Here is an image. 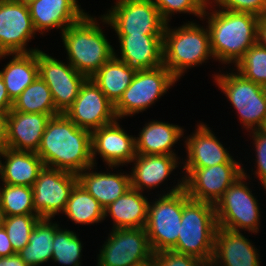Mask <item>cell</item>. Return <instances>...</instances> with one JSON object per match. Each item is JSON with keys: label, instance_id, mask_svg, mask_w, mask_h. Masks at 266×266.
Instances as JSON below:
<instances>
[{"label": "cell", "instance_id": "cell-1", "mask_svg": "<svg viewBox=\"0 0 266 266\" xmlns=\"http://www.w3.org/2000/svg\"><path fill=\"white\" fill-rule=\"evenodd\" d=\"M36 154L45 166L78 175L93 165L91 132L58 114L48 120Z\"/></svg>", "mask_w": 266, "mask_h": 266}, {"label": "cell", "instance_id": "cell-2", "mask_svg": "<svg viewBox=\"0 0 266 266\" xmlns=\"http://www.w3.org/2000/svg\"><path fill=\"white\" fill-rule=\"evenodd\" d=\"M206 4L201 20L207 19L210 46L214 60L222 64L236 63L256 44L259 16L248 12L215 9Z\"/></svg>", "mask_w": 266, "mask_h": 266}, {"label": "cell", "instance_id": "cell-3", "mask_svg": "<svg viewBox=\"0 0 266 266\" xmlns=\"http://www.w3.org/2000/svg\"><path fill=\"white\" fill-rule=\"evenodd\" d=\"M99 25L96 17L86 13L61 33L67 60L87 78L92 77L115 52Z\"/></svg>", "mask_w": 266, "mask_h": 266}, {"label": "cell", "instance_id": "cell-4", "mask_svg": "<svg viewBox=\"0 0 266 266\" xmlns=\"http://www.w3.org/2000/svg\"><path fill=\"white\" fill-rule=\"evenodd\" d=\"M188 21L178 28L166 24L163 35V65L178 80L198 65L214 59L207 26Z\"/></svg>", "mask_w": 266, "mask_h": 266}, {"label": "cell", "instance_id": "cell-5", "mask_svg": "<svg viewBox=\"0 0 266 266\" xmlns=\"http://www.w3.org/2000/svg\"><path fill=\"white\" fill-rule=\"evenodd\" d=\"M218 228L215 206L190 199L183 189V214L177 244L171 249L194 256L210 265Z\"/></svg>", "mask_w": 266, "mask_h": 266}, {"label": "cell", "instance_id": "cell-6", "mask_svg": "<svg viewBox=\"0 0 266 266\" xmlns=\"http://www.w3.org/2000/svg\"><path fill=\"white\" fill-rule=\"evenodd\" d=\"M183 189L182 177L167 193L159 194L158 199L148 203L145 230L153 253L171 250L177 244L183 214Z\"/></svg>", "mask_w": 266, "mask_h": 266}, {"label": "cell", "instance_id": "cell-7", "mask_svg": "<svg viewBox=\"0 0 266 266\" xmlns=\"http://www.w3.org/2000/svg\"><path fill=\"white\" fill-rule=\"evenodd\" d=\"M233 71L214 74V82L237 111L247 132L259 130L266 120V87Z\"/></svg>", "mask_w": 266, "mask_h": 266}, {"label": "cell", "instance_id": "cell-8", "mask_svg": "<svg viewBox=\"0 0 266 266\" xmlns=\"http://www.w3.org/2000/svg\"><path fill=\"white\" fill-rule=\"evenodd\" d=\"M243 168L239 177L217 201L215 213L218 227L241 232L258 233L260 229V206L246 180L250 178Z\"/></svg>", "mask_w": 266, "mask_h": 266}, {"label": "cell", "instance_id": "cell-9", "mask_svg": "<svg viewBox=\"0 0 266 266\" xmlns=\"http://www.w3.org/2000/svg\"><path fill=\"white\" fill-rule=\"evenodd\" d=\"M177 81L164 65L151 70H137L131 84L114 105L117 119L146 111Z\"/></svg>", "mask_w": 266, "mask_h": 266}, {"label": "cell", "instance_id": "cell-10", "mask_svg": "<svg viewBox=\"0 0 266 266\" xmlns=\"http://www.w3.org/2000/svg\"><path fill=\"white\" fill-rule=\"evenodd\" d=\"M99 17L116 35H164L167 24L150 0H117Z\"/></svg>", "mask_w": 266, "mask_h": 266}, {"label": "cell", "instance_id": "cell-11", "mask_svg": "<svg viewBox=\"0 0 266 266\" xmlns=\"http://www.w3.org/2000/svg\"><path fill=\"white\" fill-rule=\"evenodd\" d=\"M242 163H223L210 167H183L184 189L190 199L213 205L243 175Z\"/></svg>", "mask_w": 266, "mask_h": 266}, {"label": "cell", "instance_id": "cell-12", "mask_svg": "<svg viewBox=\"0 0 266 266\" xmlns=\"http://www.w3.org/2000/svg\"><path fill=\"white\" fill-rule=\"evenodd\" d=\"M99 252L97 266H138L153 257L145 228L112 229Z\"/></svg>", "mask_w": 266, "mask_h": 266}, {"label": "cell", "instance_id": "cell-13", "mask_svg": "<svg viewBox=\"0 0 266 266\" xmlns=\"http://www.w3.org/2000/svg\"><path fill=\"white\" fill-rule=\"evenodd\" d=\"M78 182L76 174L44 166L32 185L33 204L40 218L52 219L63 213L71 190Z\"/></svg>", "mask_w": 266, "mask_h": 266}, {"label": "cell", "instance_id": "cell-14", "mask_svg": "<svg viewBox=\"0 0 266 266\" xmlns=\"http://www.w3.org/2000/svg\"><path fill=\"white\" fill-rule=\"evenodd\" d=\"M38 75L49 87L55 107L60 113H65L73 104L81 85L87 79L68 61L65 64L42 50H38Z\"/></svg>", "mask_w": 266, "mask_h": 266}, {"label": "cell", "instance_id": "cell-15", "mask_svg": "<svg viewBox=\"0 0 266 266\" xmlns=\"http://www.w3.org/2000/svg\"><path fill=\"white\" fill-rule=\"evenodd\" d=\"M29 8L26 1L0 0V52L2 54L32 53L38 48L27 49L35 37Z\"/></svg>", "mask_w": 266, "mask_h": 266}, {"label": "cell", "instance_id": "cell-16", "mask_svg": "<svg viewBox=\"0 0 266 266\" xmlns=\"http://www.w3.org/2000/svg\"><path fill=\"white\" fill-rule=\"evenodd\" d=\"M64 114L78 127L90 132L117 119L114 104L91 78L81 85L77 98Z\"/></svg>", "mask_w": 266, "mask_h": 266}, {"label": "cell", "instance_id": "cell-17", "mask_svg": "<svg viewBox=\"0 0 266 266\" xmlns=\"http://www.w3.org/2000/svg\"><path fill=\"white\" fill-rule=\"evenodd\" d=\"M118 121L116 119L113 123L91 132L94 165H97L95 160L97 153L111 169L132 163L135 158V137L127 134Z\"/></svg>", "mask_w": 266, "mask_h": 266}, {"label": "cell", "instance_id": "cell-18", "mask_svg": "<svg viewBox=\"0 0 266 266\" xmlns=\"http://www.w3.org/2000/svg\"><path fill=\"white\" fill-rule=\"evenodd\" d=\"M26 3L34 29L41 35L54 28L62 33L86 14L78 0H27Z\"/></svg>", "mask_w": 266, "mask_h": 266}, {"label": "cell", "instance_id": "cell-19", "mask_svg": "<svg viewBox=\"0 0 266 266\" xmlns=\"http://www.w3.org/2000/svg\"><path fill=\"white\" fill-rule=\"evenodd\" d=\"M203 122L198 124L195 132L185 139L186 159L182 158L183 167H210L223 163H240L234 159L227 148L213 134L210 127Z\"/></svg>", "mask_w": 266, "mask_h": 266}, {"label": "cell", "instance_id": "cell-20", "mask_svg": "<svg viewBox=\"0 0 266 266\" xmlns=\"http://www.w3.org/2000/svg\"><path fill=\"white\" fill-rule=\"evenodd\" d=\"M241 232L218 227L211 266H260V255ZM222 264V265H221Z\"/></svg>", "mask_w": 266, "mask_h": 266}, {"label": "cell", "instance_id": "cell-21", "mask_svg": "<svg viewBox=\"0 0 266 266\" xmlns=\"http://www.w3.org/2000/svg\"><path fill=\"white\" fill-rule=\"evenodd\" d=\"M120 56H114L136 70H151L163 65V35H117Z\"/></svg>", "mask_w": 266, "mask_h": 266}, {"label": "cell", "instance_id": "cell-22", "mask_svg": "<svg viewBox=\"0 0 266 266\" xmlns=\"http://www.w3.org/2000/svg\"><path fill=\"white\" fill-rule=\"evenodd\" d=\"M51 117L42 113H25L11 109L7 118L6 147L36 153Z\"/></svg>", "mask_w": 266, "mask_h": 266}, {"label": "cell", "instance_id": "cell-23", "mask_svg": "<svg viewBox=\"0 0 266 266\" xmlns=\"http://www.w3.org/2000/svg\"><path fill=\"white\" fill-rule=\"evenodd\" d=\"M177 155H137L130 173L131 187L144 192L155 189L167 180L172 171L179 167L181 160ZM179 163V164H178ZM151 189V190H150Z\"/></svg>", "mask_w": 266, "mask_h": 266}, {"label": "cell", "instance_id": "cell-24", "mask_svg": "<svg viewBox=\"0 0 266 266\" xmlns=\"http://www.w3.org/2000/svg\"><path fill=\"white\" fill-rule=\"evenodd\" d=\"M94 166L91 165L77 175L78 183L105 209L131 188L130 174L96 172L92 170Z\"/></svg>", "mask_w": 266, "mask_h": 266}, {"label": "cell", "instance_id": "cell-25", "mask_svg": "<svg viewBox=\"0 0 266 266\" xmlns=\"http://www.w3.org/2000/svg\"><path fill=\"white\" fill-rule=\"evenodd\" d=\"M44 166L42 159L34 152L17 151L7 147L0 150L2 183L32 187Z\"/></svg>", "mask_w": 266, "mask_h": 266}, {"label": "cell", "instance_id": "cell-26", "mask_svg": "<svg viewBox=\"0 0 266 266\" xmlns=\"http://www.w3.org/2000/svg\"><path fill=\"white\" fill-rule=\"evenodd\" d=\"M184 128L158 120L148 121L135 137L137 155H176L173 146L184 136Z\"/></svg>", "mask_w": 266, "mask_h": 266}, {"label": "cell", "instance_id": "cell-27", "mask_svg": "<svg viewBox=\"0 0 266 266\" xmlns=\"http://www.w3.org/2000/svg\"><path fill=\"white\" fill-rule=\"evenodd\" d=\"M148 203L143 192L131 187L104 209V216L113 219L112 229L145 228Z\"/></svg>", "mask_w": 266, "mask_h": 266}, {"label": "cell", "instance_id": "cell-28", "mask_svg": "<svg viewBox=\"0 0 266 266\" xmlns=\"http://www.w3.org/2000/svg\"><path fill=\"white\" fill-rule=\"evenodd\" d=\"M7 56L12 58L0 70V76L10 99L14 101L38 77V51Z\"/></svg>", "mask_w": 266, "mask_h": 266}, {"label": "cell", "instance_id": "cell-29", "mask_svg": "<svg viewBox=\"0 0 266 266\" xmlns=\"http://www.w3.org/2000/svg\"><path fill=\"white\" fill-rule=\"evenodd\" d=\"M136 71L113 56L90 78L115 105L131 84Z\"/></svg>", "mask_w": 266, "mask_h": 266}, {"label": "cell", "instance_id": "cell-30", "mask_svg": "<svg viewBox=\"0 0 266 266\" xmlns=\"http://www.w3.org/2000/svg\"><path fill=\"white\" fill-rule=\"evenodd\" d=\"M60 225L41 218L30 233L29 243L17 254L28 266H39L52 260L53 240Z\"/></svg>", "mask_w": 266, "mask_h": 266}, {"label": "cell", "instance_id": "cell-31", "mask_svg": "<svg viewBox=\"0 0 266 266\" xmlns=\"http://www.w3.org/2000/svg\"><path fill=\"white\" fill-rule=\"evenodd\" d=\"M63 213L75 224L89 225L105 220L104 208L78 182L71 190Z\"/></svg>", "mask_w": 266, "mask_h": 266}, {"label": "cell", "instance_id": "cell-32", "mask_svg": "<svg viewBox=\"0 0 266 266\" xmlns=\"http://www.w3.org/2000/svg\"><path fill=\"white\" fill-rule=\"evenodd\" d=\"M12 109L25 113H42L50 117L61 114L55 107L46 82L38 77L13 101Z\"/></svg>", "mask_w": 266, "mask_h": 266}, {"label": "cell", "instance_id": "cell-33", "mask_svg": "<svg viewBox=\"0 0 266 266\" xmlns=\"http://www.w3.org/2000/svg\"><path fill=\"white\" fill-rule=\"evenodd\" d=\"M0 204L5 216L37 215L33 204V189L30 186H0Z\"/></svg>", "mask_w": 266, "mask_h": 266}, {"label": "cell", "instance_id": "cell-34", "mask_svg": "<svg viewBox=\"0 0 266 266\" xmlns=\"http://www.w3.org/2000/svg\"><path fill=\"white\" fill-rule=\"evenodd\" d=\"M78 237L75 232L59 227L53 240L52 261L66 266H81L83 244Z\"/></svg>", "mask_w": 266, "mask_h": 266}, {"label": "cell", "instance_id": "cell-35", "mask_svg": "<svg viewBox=\"0 0 266 266\" xmlns=\"http://www.w3.org/2000/svg\"><path fill=\"white\" fill-rule=\"evenodd\" d=\"M245 79L266 87V49L252 45L234 66Z\"/></svg>", "mask_w": 266, "mask_h": 266}, {"label": "cell", "instance_id": "cell-36", "mask_svg": "<svg viewBox=\"0 0 266 266\" xmlns=\"http://www.w3.org/2000/svg\"><path fill=\"white\" fill-rule=\"evenodd\" d=\"M40 219L38 215L5 216L3 227L15 253L29 243L30 233Z\"/></svg>", "mask_w": 266, "mask_h": 266}, {"label": "cell", "instance_id": "cell-37", "mask_svg": "<svg viewBox=\"0 0 266 266\" xmlns=\"http://www.w3.org/2000/svg\"><path fill=\"white\" fill-rule=\"evenodd\" d=\"M158 8L162 19L169 23L172 14L187 13L200 17L203 16L207 0H150Z\"/></svg>", "mask_w": 266, "mask_h": 266}, {"label": "cell", "instance_id": "cell-38", "mask_svg": "<svg viewBox=\"0 0 266 266\" xmlns=\"http://www.w3.org/2000/svg\"><path fill=\"white\" fill-rule=\"evenodd\" d=\"M207 5L223 10L248 12L257 16L266 14V0H207Z\"/></svg>", "mask_w": 266, "mask_h": 266}, {"label": "cell", "instance_id": "cell-39", "mask_svg": "<svg viewBox=\"0 0 266 266\" xmlns=\"http://www.w3.org/2000/svg\"><path fill=\"white\" fill-rule=\"evenodd\" d=\"M152 258L157 266H206L200 259L174 250L158 251L153 253Z\"/></svg>", "mask_w": 266, "mask_h": 266}, {"label": "cell", "instance_id": "cell-40", "mask_svg": "<svg viewBox=\"0 0 266 266\" xmlns=\"http://www.w3.org/2000/svg\"><path fill=\"white\" fill-rule=\"evenodd\" d=\"M250 134H252V139L254 141L253 146H255L256 149L254 150L256 153V171L253 172V174L255 173V178H258L262 187L266 191V134L260 129L250 131Z\"/></svg>", "mask_w": 266, "mask_h": 266}, {"label": "cell", "instance_id": "cell-41", "mask_svg": "<svg viewBox=\"0 0 266 266\" xmlns=\"http://www.w3.org/2000/svg\"><path fill=\"white\" fill-rule=\"evenodd\" d=\"M15 254L12 244L4 227L0 228V257H7Z\"/></svg>", "mask_w": 266, "mask_h": 266}, {"label": "cell", "instance_id": "cell-42", "mask_svg": "<svg viewBox=\"0 0 266 266\" xmlns=\"http://www.w3.org/2000/svg\"><path fill=\"white\" fill-rule=\"evenodd\" d=\"M13 101L10 99L3 78L0 76V111L9 112L12 109Z\"/></svg>", "mask_w": 266, "mask_h": 266}, {"label": "cell", "instance_id": "cell-43", "mask_svg": "<svg viewBox=\"0 0 266 266\" xmlns=\"http://www.w3.org/2000/svg\"><path fill=\"white\" fill-rule=\"evenodd\" d=\"M256 43L266 49V14L258 18Z\"/></svg>", "mask_w": 266, "mask_h": 266}, {"label": "cell", "instance_id": "cell-44", "mask_svg": "<svg viewBox=\"0 0 266 266\" xmlns=\"http://www.w3.org/2000/svg\"><path fill=\"white\" fill-rule=\"evenodd\" d=\"M8 114L9 112L0 111V150L6 147Z\"/></svg>", "mask_w": 266, "mask_h": 266}, {"label": "cell", "instance_id": "cell-45", "mask_svg": "<svg viewBox=\"0 0 266 266\" xmlns=\"http://www.w3.org/2000/svg\"><path fill=\"white\" fill-rule=\"evenodd\" d=\"M0 266H28L21 257L15 253L7 257H0Z\"/></svg>", "mask_w": 266, "mask_h": 266}, {"label": "cell", "instance_id": "cell-46", "mask_svg": "<svg viewBox=\"0 0 266 266\" xmlns=\"http://www.w3.org/2000/svg\"><path fill=\"white\" fill-rule=\"evenodd\" d=\"M4 220H5V214H4L3 208L1 207V204H0V228L3 227Z\"/></svg>", "mask_w": 266, "mask_h": 266}, {"label": "cell", "instance_id": "cell-47", "mask_svg": "<svg viewBox=\"0 0 266 266\" xmlns=\"http://www.w3.org/2000/svg\"><path fill=\"white\" fill-rule=\"evenodd\" d=\"M138 266H157L155 260L151 258L148 262H145L143 264H140Z\"/></svg>", "mask_w": 266, "mask_h": 266}, {"label": "cell", "instance_id": "cell-48", "mask_svg": "<svg viewBox=\"0 0 266 266\" xmlns=\"http://www.w3.org/2000/svg\"><path fill=\"white\" fill-rule=\"evenodd\" d=\"M260 130L266 134V120L264 121V124L262 125Z\"/></svg>", "mask_w": 266, "mask_h": 266}, {"label": "cell", "instance_id": "cell-49", "mask_svg": "<svg viewBox=\"0 0 266 266\" xmlns=\"http://www.w3.org/2000/svg\"><path fill=\"white\" fill-rule=\"evenodd\" d=\"M6 56H7V54H2L1 52H0V59L1 60H3L4 58H6ZM3 57V58H2Z\"/></svg>", "mask_w": 266, "mask_h": 266}]
</instances>
